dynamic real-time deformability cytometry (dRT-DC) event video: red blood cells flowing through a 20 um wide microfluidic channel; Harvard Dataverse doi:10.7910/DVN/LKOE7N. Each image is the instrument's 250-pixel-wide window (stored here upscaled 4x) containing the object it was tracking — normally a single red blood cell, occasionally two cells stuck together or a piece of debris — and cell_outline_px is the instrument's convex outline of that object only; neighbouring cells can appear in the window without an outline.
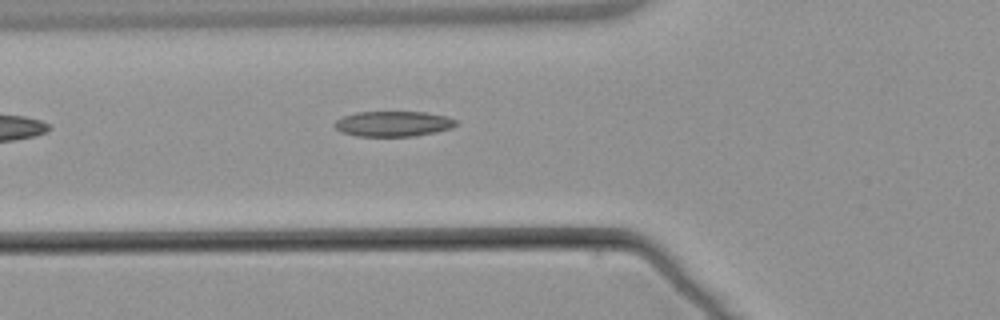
{"species": "common noctule bat (a hibernating species)", "species_latin": "Nyctalus noctula", "temperature_condition": "warm", "stored_images_in_passage": 5, "camera_frame_rate_fps": 3000, "um_per_image_px": 0.085, "animal": {"sex": "male", "body_mass_g": 21.5, "forearm_length_mm": 52.0}, "frame": {"image": 1, "passage_image": 4, "time_ms": 5.0, "image_size_px": [1000, 320], "cell_outline_px": [[456, 124], [452, 128], [436, 132], [412, 136], [356, 136], [340, 132], [332, 124], [336, 120], [344, 116], [356, 112], [424, 112], [448, 116], [456, 120]], "centroid_in_image_um": [33.4, 10.52], "position_along_channel_um": 92.4, "area_um2": 17.98}}